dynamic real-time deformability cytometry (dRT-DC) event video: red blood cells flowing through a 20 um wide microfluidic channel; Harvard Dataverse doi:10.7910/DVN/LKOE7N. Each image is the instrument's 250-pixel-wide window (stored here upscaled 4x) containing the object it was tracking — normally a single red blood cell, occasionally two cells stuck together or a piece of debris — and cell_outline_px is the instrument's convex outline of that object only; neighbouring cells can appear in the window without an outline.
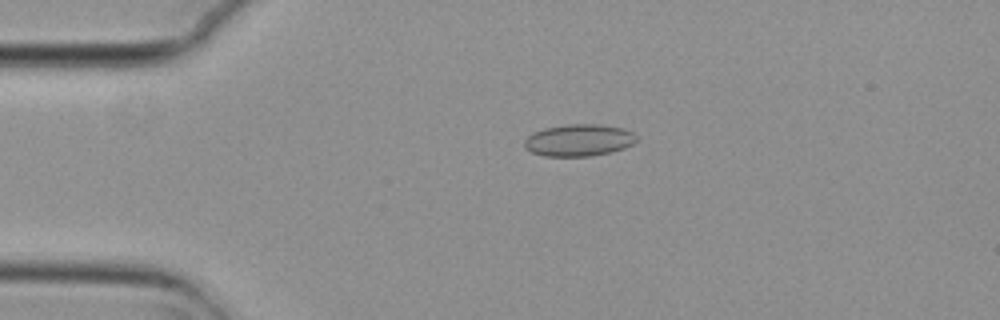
{"species": "common noctule bat (a hibernating species)", "species_latin": "Nyctalus noctula", "temperature_condition": "cold", "stored_images_in_passage": 2, "camera_frame_rate_fps": 3000, "um_per_image_px": 0.085, "animal": {"sex": "female", "body_mass_g": 29.2, "forearm_length_mm": 56.3}, "frame": {"image": 1, "passage_image": 1, "time_ms": 0.0, "image_size_px": [1000, 320], "cell_outline_px": [[636, 140], [632, 144], [624, 148], [612, 152], [592, 156], [544, 156], [532, 152], [524, 148], [524, 140], [532, 132], [544, 128], [568, 124], [600, 124], [624, 128], [632, 132], [636, 136]], "centroid_in_image_um": [49.19, 11.91], "position_along_channel_um": 35.8, "area_um2": 21.04}}